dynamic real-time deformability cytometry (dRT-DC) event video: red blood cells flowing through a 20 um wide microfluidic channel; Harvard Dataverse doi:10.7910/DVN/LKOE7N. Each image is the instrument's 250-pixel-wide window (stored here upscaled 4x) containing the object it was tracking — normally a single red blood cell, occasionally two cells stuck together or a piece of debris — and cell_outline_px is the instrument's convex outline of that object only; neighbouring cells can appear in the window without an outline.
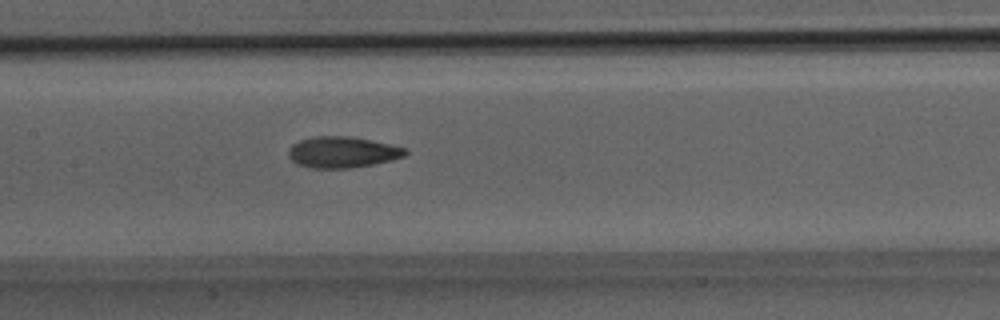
{"species": "Egyptian fruit bat (a non-hibernating species)", "species_latin": "Rousettus aegyptiacus", "temperature_condition": "room temperature", "stored_images_in_passage": 17, "camera_frame_rate_fps": 3000, "um_per_image_px": 0.085, "animal": {"sex": "male"}, "frame": {"image": 1, "passage_image": 15, "time_ms": 4.667, "image_size_px": [1000, 320], "cell_outline_px": [[408, 152], [404, 156], [392, 160], [352, 168], [308, 168], [296, 164], [288, 156], [288, 148], [292, 144], [300, 140], [312, 136], [352, 136], [372, 140], [408, 148]], "centroid_in_image_um": [29.09, 12.93], "position_along_channel_um": 178.3, "area_um2": 21.5}}